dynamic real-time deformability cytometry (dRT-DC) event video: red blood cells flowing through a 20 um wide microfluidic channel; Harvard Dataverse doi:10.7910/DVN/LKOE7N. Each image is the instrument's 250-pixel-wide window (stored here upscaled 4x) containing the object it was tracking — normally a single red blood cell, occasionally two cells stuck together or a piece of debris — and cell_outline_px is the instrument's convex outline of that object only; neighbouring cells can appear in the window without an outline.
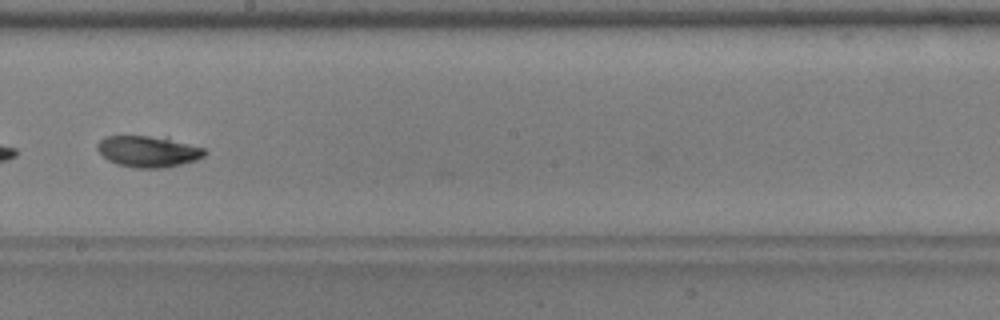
{"species": "common noctule bat (a hibernating species)", "species_latin": "Nyctalus noctula", "temperature_condition": "warm", "stored_images_in_passage": 26, "camera_frame_rate_fps": 3000, "um_per_image_px": 0.085, "animal": {"sex": "male", "body_mass_g": 17.9, "forearm_length_mm": 54.2}, "frame": {"image": 1, "passage_image": 13, "time_ms": 4.0, "image_size_px": [1000, 320], "cell_outline_px": [[208, 152], [204, 156], [196, 160], [164, 168], [140, 168], [116, 164], [108, 160], [96, 148], [96, 144], [104, 136], [168, 136], [204, 148]], "centroid_in_image_um": [12.63, 12.85], "position_along_channel_um": 235.6, "area_um2": 19.88}}
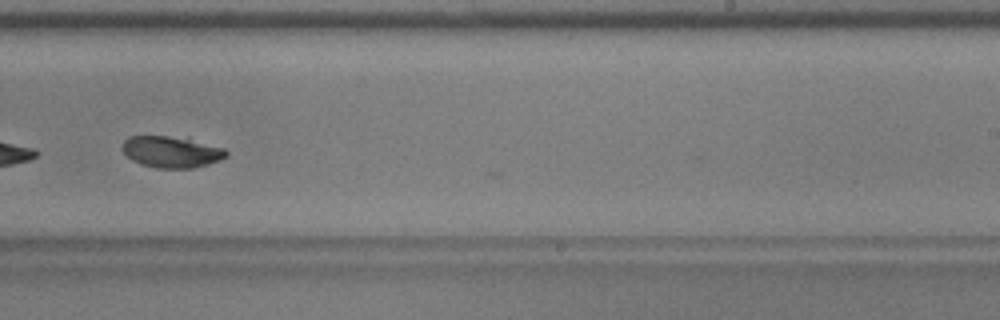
{"frame": {"image": 2, "passage_image": 16, "time_ms": 5.0, "image_size_px": [1000, 320], "cell_outline_px": [[228, 156], [220, 160], [208, 164], [192, 168], [156, 168], [140, 164], [132, 160], [120, 148], [124, 140], [128, 136], [188, 136], [224, 148], [228, 152]], "centroid_in_image_um": [14.6, 12.88], "position_along_channel_um": 274.4, "area_um2": 19.59}}
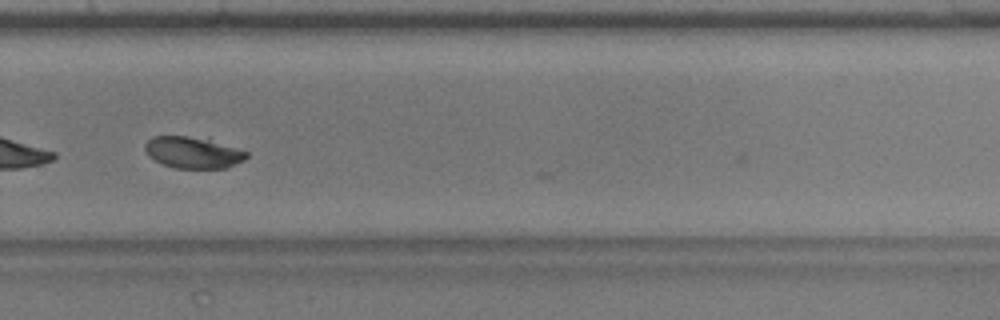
{"frame": {"image": 3, "passage_image": 19, "time_ms": 6.0, "image_size_px": [1000, 320], "cell_outline_px": [[248, 156], [244, 160], [228, 168], [176, 168], [164, 164], [148, 156], [144, 148], [144, 144], [152, 136], [208, 136], [248, 152]], "centroid_in_image_um": [16.46, 12.93], "position_along_channel_um": 313.3, "area_um2": 19.19}}